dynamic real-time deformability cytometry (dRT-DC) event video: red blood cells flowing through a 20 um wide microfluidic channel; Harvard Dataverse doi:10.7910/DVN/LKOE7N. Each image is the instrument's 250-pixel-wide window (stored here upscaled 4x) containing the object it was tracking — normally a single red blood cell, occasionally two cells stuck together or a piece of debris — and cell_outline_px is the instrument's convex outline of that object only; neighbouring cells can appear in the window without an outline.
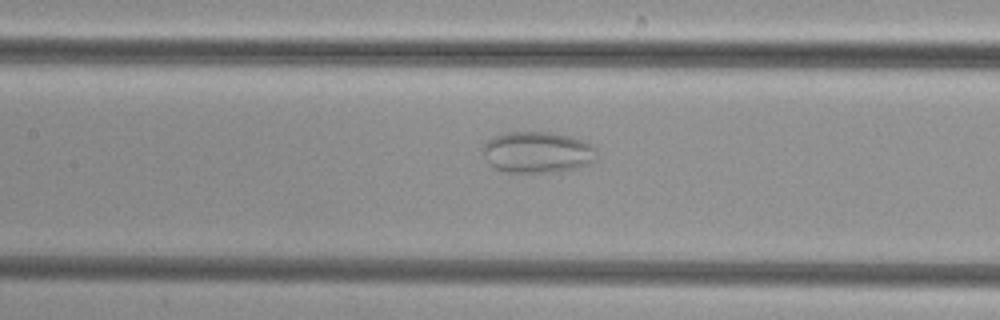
{"species": "common noctule bat (a hibernating species)", "species_latin": "Nyctalus noctula", "temperature_condition": "cold", "stored_images_in_passage": 51, "camera_frame_rate_fps": 3000, "um_per_image_px": 0.085, "animal": {"sex": "female", "body_mass_g": 29.2, "forearm_length_mm": 56.3}, "frame": {"image": 1, "passage_image": 24, "time_ms": 7.667, "image_size_px": [1000, 320], "cell_outline_px": [[596, 160], [588, 164], [576, 168], [552, 172], [504, 172], [488, 164], [480, 148], [492, 136], [508, 132], [548, 132], [588, 140], [596, 148]], "centroid_in_image_um": [45.67, 12.93], "position_along_channel_um": 161.7, "area_um2": 27.74}}
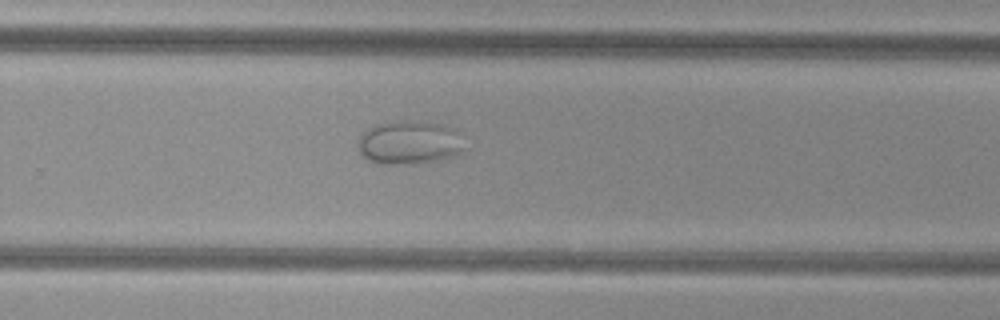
{"frame": {"image": 2, "passage_image": 34, "time_ms": 11.0, "image_size_px": [1000, 320], "cell_outline_px": [[468, 148], [452, 156], [436, 160], [404, 164], [376, 164], [368, 160], [360, 152], [356, 144], [356, 140], [368, 128], [376, 124], [404, 120], [408, 120], [440, 124], [452, 128], [456, 132]], "centroid_in_image_um": [34.76, 12.12], "position_along_channel_um": 295.0, "area_um2": 27.05}}
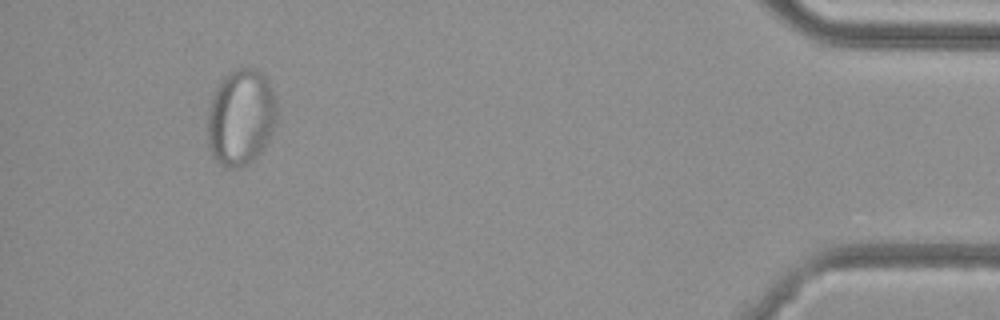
{"frame": {"image": 3, "passage_image": 48, "time_ms": 15.667, "image_size_px": [1000, 320], "cell_outline_px": [[276, 124], [264, 148], [248, 164], [240, 168], [228, 168], [216, 160], [212, 156], [208, 148], [208, 108], [212, 96], [220, 80], [232, 68], [252, 68], [260, 72], [268, 80], [272, 88], [276, 100]], "centroid_in_image_um": [20.46, 9.96], "position_along_channel_um": 414.7, "area_um2": 39.3}}